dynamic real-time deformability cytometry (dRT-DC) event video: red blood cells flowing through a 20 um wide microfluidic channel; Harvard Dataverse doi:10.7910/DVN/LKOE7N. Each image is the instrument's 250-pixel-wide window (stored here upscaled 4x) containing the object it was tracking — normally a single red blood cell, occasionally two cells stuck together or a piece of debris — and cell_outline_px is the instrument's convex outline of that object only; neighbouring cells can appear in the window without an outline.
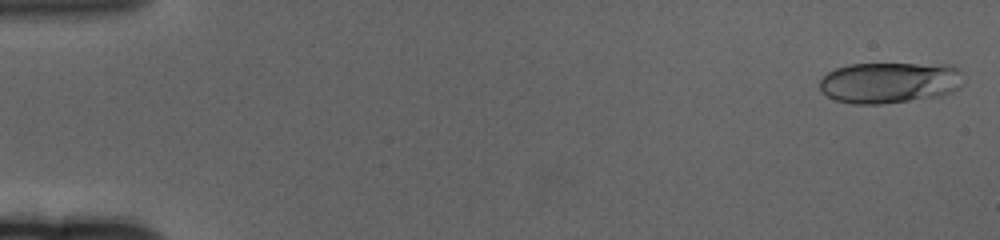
{"species": "human", "species_latin": "Homo sapiens", "temperature_condition": "cold", "stored_images_in_passage": 62, "camera_frame_rate_fps": 3000, "um_per_image_px": 0.085, "donor": {"sex": "female"}, "frame": {"image": 1, "passage_image": 2, "time_ms": 0.333, "image_size_px": [1000, 240], "cell_outline_px": [[960, 88], [952, 92], [940, 96], [880, 104], [852, 104], [836, 100], [828, 96], [820, 88], [820, 80], [828, 72], [836, 68], [848, 64], [952, 64], [960, 72]], "centroid_in_image_um": [75.61, 7.01], "position_along_channel_um": 9.4, "area_um2": 34.33}}
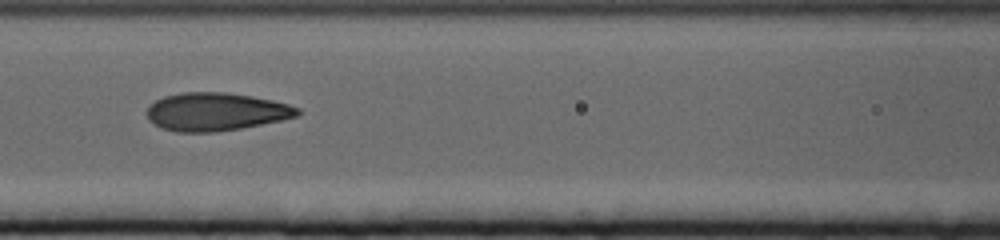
{"frame": {"image": 2, "passage_image": 28, "time_ms": 9.0, "image_size_px": [1000, 240], "cell_outline_px": [[300, 116], [240, 128], [216, 132], [176, 132], [160, 128], [152, 124], [148, 120], [148, 108], [156, 100], [164, 96], [184, 92], [224, 92], [252, 96], [272, 100], [288, 104], [300, 108]], "centroid_in_image_um": [18.34, 9.5], "position_along_channel_um": 148.3, "area_um2": 33.41}}
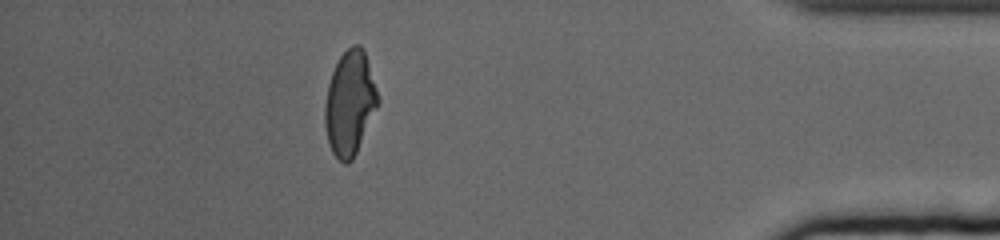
{"frame": {"image": 3, "passage_image": 55, "time_ms": 18.0, "image_size_px": [1000, 240], "cell_outline_px": [[380, 100], [356, 152], [352, 160], [348, 164], [344, 164], [332, 152], [328, 144], [324, 124], [324, 104], [328, 84], [332, 72], [340, 56], [352, 44], [360, 44], [364, 48]], "centroid_in_image_um": [29.71, 8.75], "position_along_channel_um": 405.5, "area_um2": 32.19}, "authors_computed_cell_mechanics": {"area_um2": 32.5414, "velocity_mm_per_s": 3.323, "shape_relaxation_time_tau1_ms": 3.8943, "shape_relaxation_time_tau2_ms": 1.1293, "deformation_change_tau1": 0.1724, "deformation_change_tau2": 0.076}}